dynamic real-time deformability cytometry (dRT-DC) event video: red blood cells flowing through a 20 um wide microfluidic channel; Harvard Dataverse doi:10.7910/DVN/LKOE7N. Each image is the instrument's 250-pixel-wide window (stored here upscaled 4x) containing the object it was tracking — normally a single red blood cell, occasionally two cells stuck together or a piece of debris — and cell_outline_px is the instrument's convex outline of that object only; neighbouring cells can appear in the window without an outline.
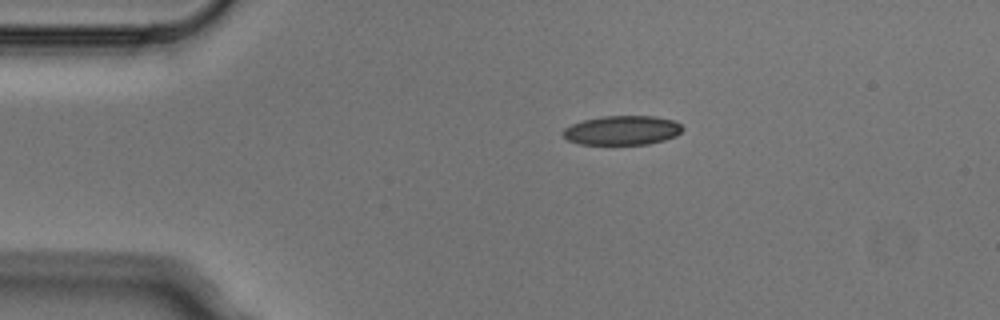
{"species": "Egyptian fruit bat (a non-hibernating species)", "species_latin": "Rousettus aegyptiacus", "temperature_condition": "cold", "stored_images_in_passage": 2, "camera_frame_rate_fps": 3000, "um_per_image_px": 0.085, "animal": {"sex": "male"}, "frame": {"image": 1, "passage_image": 1, "time_ms": 0.0, "image_size_px": [1000, 320], "cell_outline_px": [[684, 128], [676, 136], [664, 140], [648, 144], [580, 144], [568, 140], [564, 136], [564, 128], [572, 124], [584, 120], [604, 116], [656, 116], [672, 120], [680, 124]], "centroid_in_image_um": [52.91, 11.07], "position_along_channel_um": 32.1, "area_um2": 20.23}}